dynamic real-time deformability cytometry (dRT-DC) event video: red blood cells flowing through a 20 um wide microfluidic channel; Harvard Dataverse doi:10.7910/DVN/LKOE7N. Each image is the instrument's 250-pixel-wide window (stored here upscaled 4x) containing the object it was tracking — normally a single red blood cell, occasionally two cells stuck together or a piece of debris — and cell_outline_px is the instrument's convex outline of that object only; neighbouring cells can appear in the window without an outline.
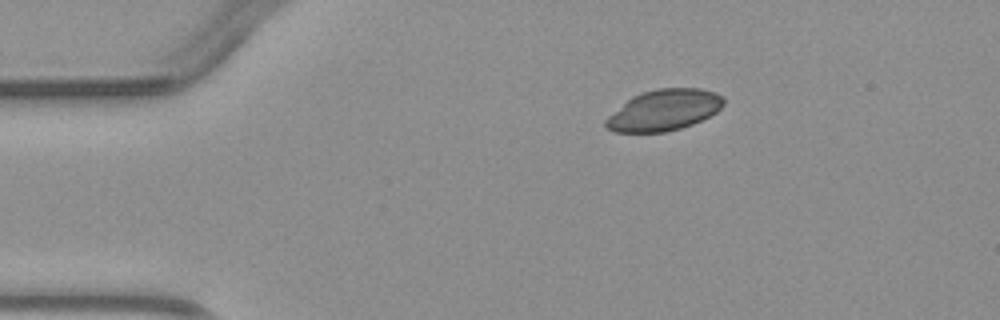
{"species": "common noctule bat (a hibernating species)", "species_latin": "Nyctalus noctula", "temperature_condition": "warm", "stored_images_in_passage": 3, "camera_frame_rate_fps": 3000, "um_per_image_px": 0.085, "animal": {"sex": "male", "body_mass_g": 23.1, "forearm_length_mm": 52.7}, "frame": {"image": 1, "passage_image": 1, "time_ms": 0.0, "image_size_px": [1000, 320], "cell_outline_px": [[724, 104], [716, 112], [692, 124], [680, 128], [664, 132], [616, 132], [604, 128], [604, 120], [608, 116], [632, 96], [656, 88], [700, 88], [716, 92], [724, 96]], "centroid_in_image_um": [56.43, 9.35], "position_along_channel_um": 28.6, "area_um2": 28.15}}